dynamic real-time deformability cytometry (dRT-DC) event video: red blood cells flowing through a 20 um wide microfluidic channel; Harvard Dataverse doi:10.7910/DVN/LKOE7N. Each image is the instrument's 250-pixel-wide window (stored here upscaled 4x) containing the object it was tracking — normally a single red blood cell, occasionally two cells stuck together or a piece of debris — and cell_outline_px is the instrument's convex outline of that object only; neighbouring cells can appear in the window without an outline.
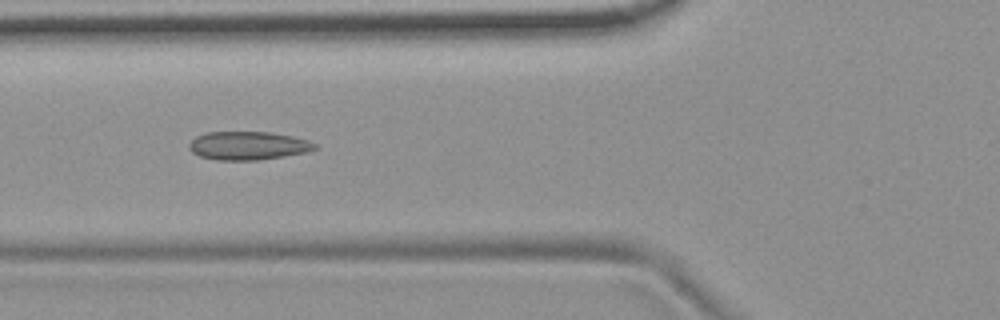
{"species": "common noctule bat (a hibernating species)", "species_latin": "Nyctalus noctula", "temperature_condition": "room temperature", "stored_images_in_passage": 10, "camera_frame_rate_fps": 3000, "um_per_image_px": 0.085, "animal": {"sex": "female", "body_mass_g": 19.9}, "frame": {"image": 1, "passage_image": 6, "time_ms": 1.667, "image_size_px": [1000, 320], "cell_outline_px": [[316, 148], [308, 152], [284, 156], [256, 160], [216, 160], [200, 156], [192, 152], [188, 148], [188, 144], [196, 136], [208, 132], [268, 132], [292, 136], [308, 140], [316, 144]], "centroid_in_image_um": [21.07, 12.38], "position_along_channel_um": 104.7, "area_um2": 20.75}}
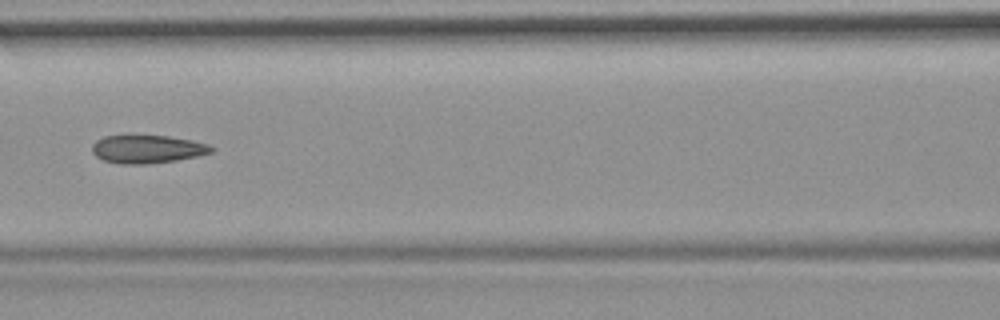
{"frame": {"image": 2, "passage_image": 7, "time_ms": 2.0, "image_size_px": [1000, 320], "cell_outline_px": [[216, 148], [212, 152], [196, 156], [176, 160], [148, 164], [120, 164], [104, 160], [96, 156], [92, 152], [92, 144], [96, 140], [104, 136], [168, 136], [192, 140], [208, 144]], "centroid_in_image_um": [12.52, 12.68], "position_along_channel_um": 154.1, "area_um2": 19.48}}
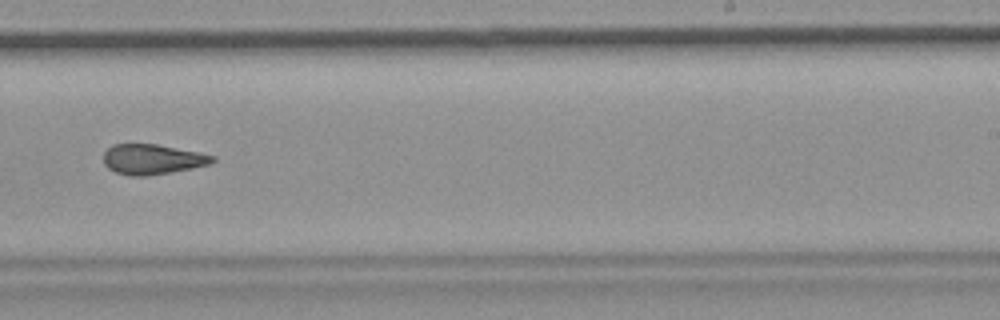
{"frame": {"image": 3, "passage_image": 10, "time_ms": 3.0, "image_size_px": [1000, 320], "cell_outline_px": [[216, 160], [212, 164], [172, 172], [144, 176], [128, 176], [116, 172], [108, 168], [104, 164], [104, 152], [112, 144], [156, 144], [200, 152], [216, 156]], "centroid_in_image_um": [12.98, 13.54], "position_along_channel_um": 276.0, "area_um2": 19.31}}